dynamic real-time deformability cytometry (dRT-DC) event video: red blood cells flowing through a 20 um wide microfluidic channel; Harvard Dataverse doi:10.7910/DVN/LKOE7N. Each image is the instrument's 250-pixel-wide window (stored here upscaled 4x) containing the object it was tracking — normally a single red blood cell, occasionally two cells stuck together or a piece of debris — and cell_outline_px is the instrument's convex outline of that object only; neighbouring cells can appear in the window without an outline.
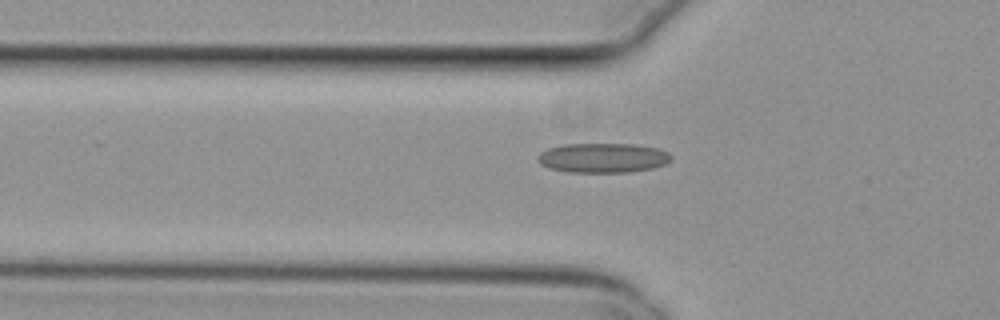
{"species": "common noctule bat (a hibernating species)", "species_latin": "Nyctalus noctula", "temperature_condition": "cold", "stored_images_in_passage": 39, "camera_frame_rate_fps": 3000, "um_per_image_px": 0.085, "animal": {"sex": "female", "body_mass_g": 29.2, "forearm_length_mm": 56.3}, "frame": {"image": 1, "passage_image": 9, "time_ms": 2.667, "image_size_px": [1000, 320], "cell_outline_px": [[672, 160], [664, 164], [652, 168], [628, 172], [568, 172], [548, 168], [540, 164], [536, 160], [536, 156], [540, 152], [548, 148], [564, 144], [632, 144], [660, 148], [668, 152], [672, 156]], "centroid_in_image_um": [51.22, 13.41], "position_along_channel_um": 74.6, "area_um2": 23.24}}
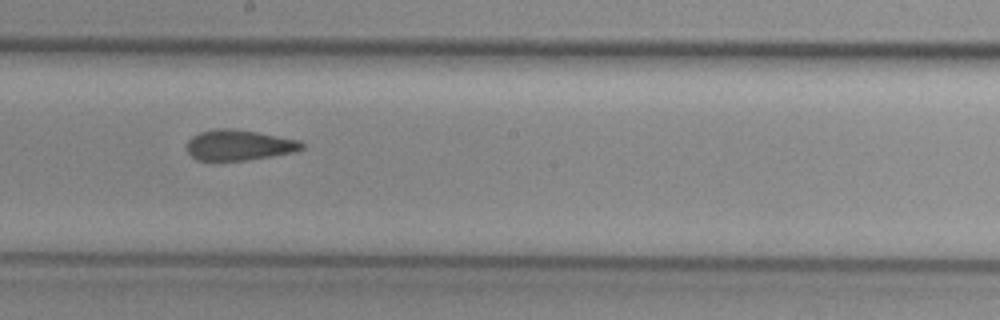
{"frame": {"image": 2, "passage_image": 21, "time_ms": 6.667, "image_size_px": [1000, 320], "cell_outline_px": [[304, 148], [292, 152], [244, 160], [196, 160], [188, 152], [188, 140], [192, 136], [200, 132], [216, 128], [232, 128], [256, 132], [300, 140], [304, 144]], "centroid_in_image_um": [20.3, 12.32], "position_along_channel_um": 227.9, "area_um2": 20.17}}
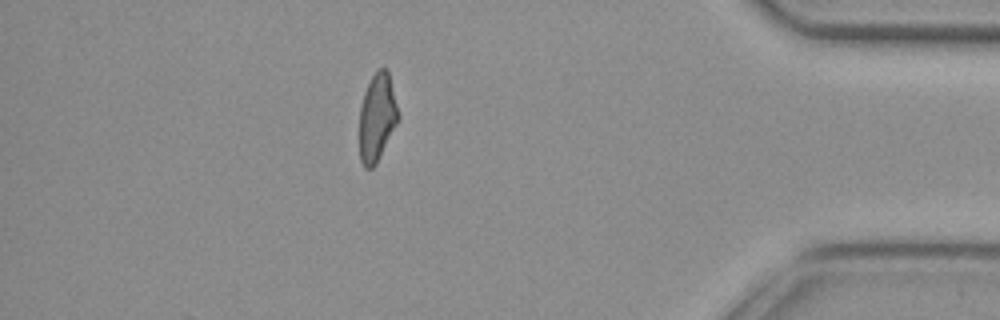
{"frame": {"image": 3, "passage_image": 38, "time_ms": 12.333, "image_size_px": [1000, 320], "cell_outline_px": [[400, 116], [376, 164], [372, 168], [364, 168], [360, 160], [360, 108], [364, 92], [372, 76], [380, 68], [388, 68]], "centroid_in_image_um": [32.06, 9.96], "position_along_channel_um": 403.1, "area_um2": 19.71}}